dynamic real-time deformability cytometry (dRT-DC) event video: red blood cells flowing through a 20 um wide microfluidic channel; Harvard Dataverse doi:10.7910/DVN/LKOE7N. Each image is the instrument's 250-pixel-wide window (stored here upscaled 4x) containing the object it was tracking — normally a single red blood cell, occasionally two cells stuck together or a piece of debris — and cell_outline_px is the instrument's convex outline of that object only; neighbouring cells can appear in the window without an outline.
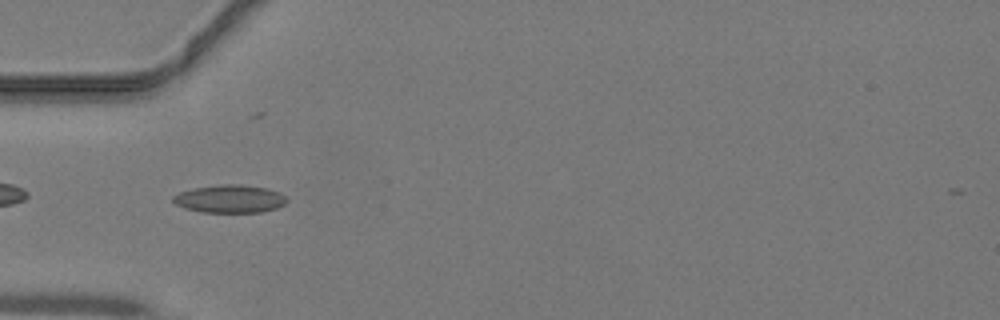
{"species": "common noctule bat (a hibernating species)", "species_latin": "Nyctalus noctula", "temperature_condition": "warm", "stored_images_in_passage": 41, "camera_frame_rate_fps": 3000, "um_per_image_px": 0.085, "animal": {"sex": "male", "body_mass_g": 19.2, "forearm_length_mm": 51.8}, "frame": {"image": 1, "passage_image": 11, "time_ms": 3.333, "image_size_px": [1000, 320], "cell_outline_px": [[288, 200], [284, 204], [276, 208], [260, 212], [200, 212], [184, 208], [176, 204], [172, 200], [172, 196], [180, 192], [192, 188], [220, 184], [240, 184], [268, 188], [280, 192]], "centroid_in_image_um": [19.52, 16.89], "position_along_channel_um": 65.5, "area_um2": 18.61}}
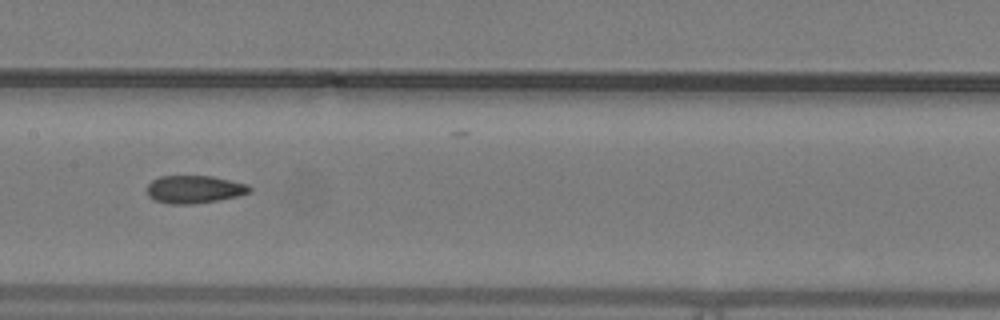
{"frame": {"image": 2, "passage_image": 19, "time_ms": 6.0, "image_size_px": [1000, 320], "cell_outline_px": [[252, 192], [220, 200], [192, 204], [168, 204], [152, 200], [148, 196], [148, 184], [152, 180], [160, 176], [212, 176], [248, 184], [252, 188]], "centroid_in_image_um": [16.52, 16.1], "position_along_channel_um": 190.9, "area_um2": 16.76}}
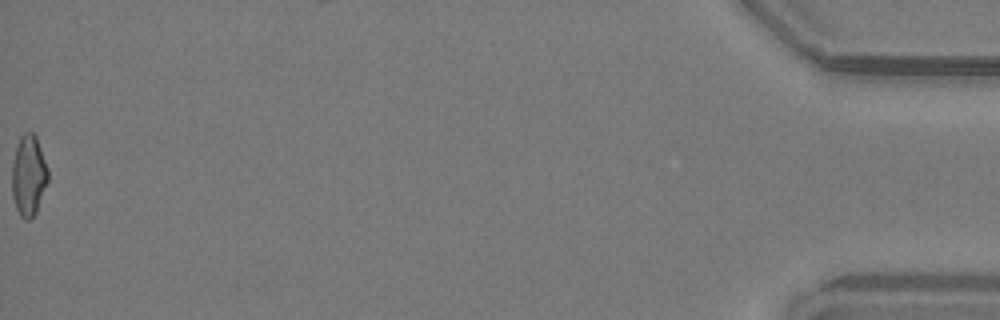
{"frame": {"image": 3, "passage_image": 41, "time_ms": 13.333, "image_size_px": [1000, 320], "cell_outline_px": [[48, 180], [36, 212], [28, 220], [24, 220], [20, 216], [16, 208], [12, 196], [12, 160], [20, 136], [24, 132], [32, 132], [36, 136], [48, 168]], "centroid_in_image_um": [2.42, 14.91], "position_along_channel_um": 432.8, "area_um2": 16.99}}